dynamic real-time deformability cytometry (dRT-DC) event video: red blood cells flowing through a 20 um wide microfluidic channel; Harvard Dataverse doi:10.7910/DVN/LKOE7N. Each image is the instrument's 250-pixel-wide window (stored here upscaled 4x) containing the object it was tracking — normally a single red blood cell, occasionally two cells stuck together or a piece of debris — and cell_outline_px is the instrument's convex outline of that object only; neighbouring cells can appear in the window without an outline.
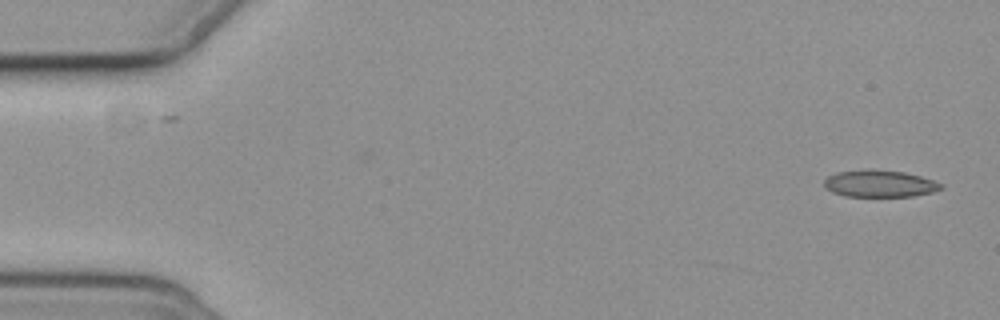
{"species": "common noctule bat (a hibernating species)", "species_latin": "Nyctalus noctula", "temperature_condition": "cold", "stored_images_in_passage": 2, "camera_frame_rate_fps": 3000, "um_per_image_px": 0.085, "animal": {"sex": "female", "body_mass_g": 19.3, "forearm_length_mm": 54.1}, "frame": {"image": 1, "passage_image": 2, "time_ms": 1.333, "image_size_px": [1000, 320], "cell_outline_px": [[944, 188], [932, 192], [912, 196], [844, 196], [832, 192], [824, 184], [824, 180], [828, 176], [836, 172], [864, 168], [872, 168], [904, 172], [920, 176], [944, 184]], "centroid_in_image_um": [74.76, 15.58], "position_along_channel_um": 10.2, "area_um2": 18.55}}